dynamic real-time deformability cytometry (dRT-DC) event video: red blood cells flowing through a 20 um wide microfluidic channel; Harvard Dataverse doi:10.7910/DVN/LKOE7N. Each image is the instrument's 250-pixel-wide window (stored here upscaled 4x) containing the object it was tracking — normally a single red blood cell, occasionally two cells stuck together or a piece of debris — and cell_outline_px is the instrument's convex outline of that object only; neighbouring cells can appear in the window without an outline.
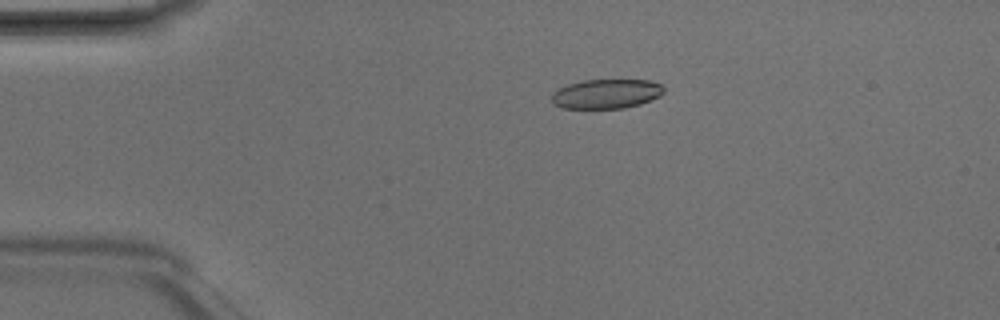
{"species": "Egyptian fruit bat (a non-hibernating species)", "species_latin": "Rousettus aegyptiacus", "temperature_condition": "room temperature", "stored_images_in_passage": 4, "camera_frame_rate_fps": 3000, "um_per_image_px": 0.085, "animal": {"sex": "male"}, "frame": {"image": 1, "passage_image": 3, "time_ms": 0.667, "image_size_px": [1000, 320], "cell_outline_px": [[664, 92], [660, 96], [640, 104], [624, 108], [560, 108], [552, 104], [552, 92], [568, 84], [580, 80], [648, 80], [660, 84], [664, 88]], "centroid_in_image_um": [51.51, 7.98], "position_along_channel_um": 33.5, "area_um2": 19.31}}